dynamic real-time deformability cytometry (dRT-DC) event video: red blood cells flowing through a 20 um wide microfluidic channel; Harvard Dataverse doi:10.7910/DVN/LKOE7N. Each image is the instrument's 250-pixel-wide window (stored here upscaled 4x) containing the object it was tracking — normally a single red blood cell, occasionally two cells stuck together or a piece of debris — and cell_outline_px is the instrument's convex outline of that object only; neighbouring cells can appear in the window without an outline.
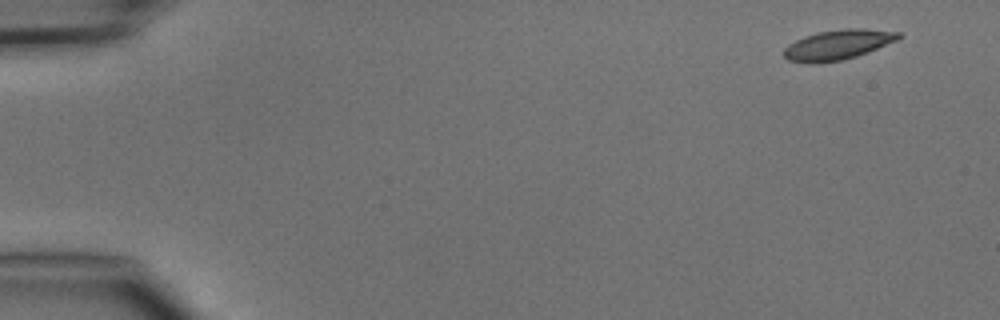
{"species": "common noctule bat (a hibernating species)", "species_latin": "Nyctalus noctula", "temperature_condition": "cold", "stored_images_in_passage": 4, "camera_frame_rate_fps": 3000, "um_per_image_px": 0.085, "animal": {"sex": "male", "body_mass_g": 15.6}, "frame": {"image": 1, "passage_image": 1, "time_ms": 0.0, "image_size_px": [1000, 320], "cell_outline_px": [[904, 36], [896, 40], [868, 52], [856, 56], [840, 60], [816, 64], [808, 64], [788, 60], [784, 56], [784, 48], [788, 44], [804, 36], [816, 32], [840, 28], [864, 28], [900, 32]], "centroid_in_image_um": [71.2, 3.79], "position_along_channel_um": 13.8, "area_um2": 20.23}}
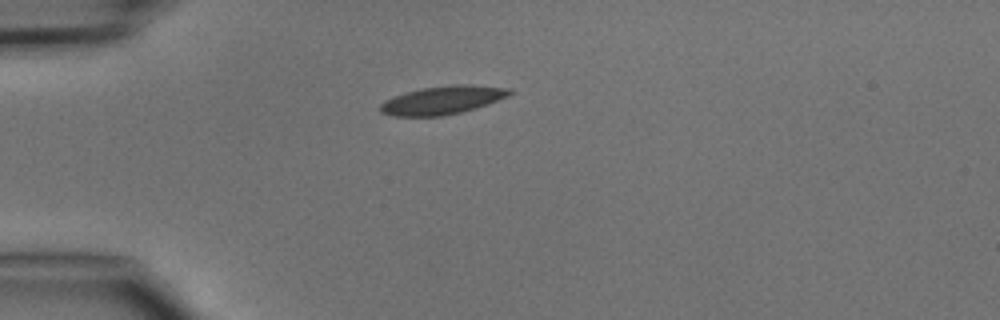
{"frame": {"image": 2, "passage_image": 4, "time_ms": 3.333, "image_size_px": [1000, 320], "cell_outline_px": [[512, 92], [508, 96], [488, 104], [476, 108], [460, 112], [440, 116], [396, 116], [380, 112], [380, 104], [384, 100], [420, 88], [452, 84], [472, 84], [508, 88]], "centroid_in_image_um": [37.62, 8.5], "position_along_channel_um": 47.4, "area_um2": 21.21}}